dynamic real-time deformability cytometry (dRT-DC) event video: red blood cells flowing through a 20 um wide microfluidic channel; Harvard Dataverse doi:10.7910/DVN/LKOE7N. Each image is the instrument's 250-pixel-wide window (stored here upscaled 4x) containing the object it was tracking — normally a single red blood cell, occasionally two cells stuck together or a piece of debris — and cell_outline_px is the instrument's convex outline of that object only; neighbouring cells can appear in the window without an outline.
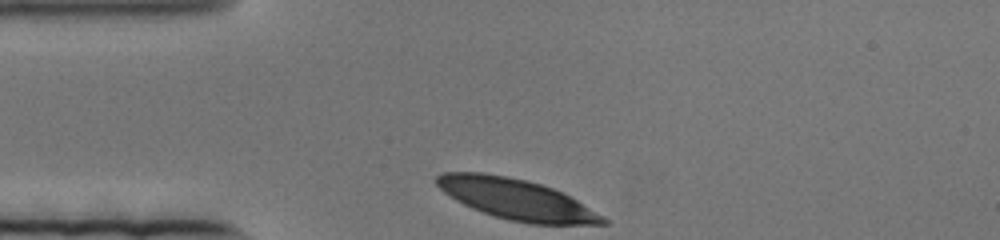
{"species": "human", "species_latin": "Homo sapiens", "temperature_condition": "cold", "stored_images_in_passage": 48, "camera_frame_rate_fps": 3000, "um_per_image_px": 0.085, "donor": {"sex": "female"}, "frame": {"image": 1, "passage_image": 1, "time_ms": 0.0, "image_size_px": [1000, 240], "cell_outline_px": [[608, 224], [528, 224], [508, 220], [472, 208], [456, 200], [444, 192], [436, 184], [436, 176], [440, 172], [484, 172], [508, 176], [540, 184], [552, 188], [576, 200], [608, 220]], "centroid_in_image_um": [43.84, 16.93], "position_along_channel_um": 41.2, "area_um2": 38.84}}
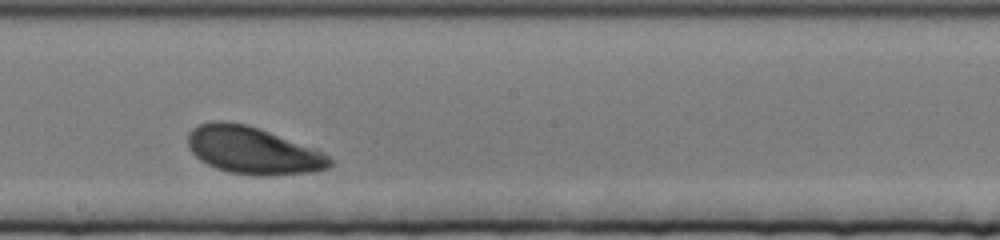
{"frame": {"image": 2, "passage_image": 28, "time_ms": 9.0, "image_size_px": [1000, 240], "cell_outline_px": [[332, 164], [328, 168], [312, 172], [228, 172], [216, 168], [200, 160], [188, 148], [188, 132], [192, 128], [200, 124], [212, 120], [224, 120], [248, 124], [316, 148], [328, 156], [332, 160]], "centroid_in_image_um": [21.44, 12.7], "position_along_channel_um": 226.8, "area_um2": 38.15}}
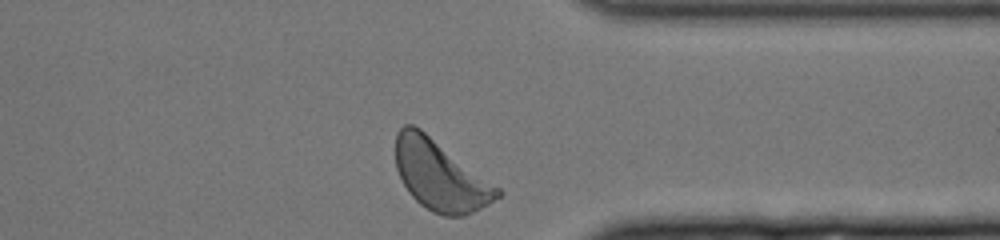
{"frame": {"image": 3, "passage_image": 48, "time_ms": 15.667, "image_size_px": [1000, 240], "cell_outline_px": [[504, 192], [500, 196], [488, 204], [464, 216], [444, 216], [432, 212], [420, 204], [408, 192], [396, 168], [396, 132], [404, 124], [412, 124], [420, 128], [500, 188]], "centroid_in_image_um": [37.41, 14.91], "position_along_channel_um": 374.0, "area_um2": 41.27}}